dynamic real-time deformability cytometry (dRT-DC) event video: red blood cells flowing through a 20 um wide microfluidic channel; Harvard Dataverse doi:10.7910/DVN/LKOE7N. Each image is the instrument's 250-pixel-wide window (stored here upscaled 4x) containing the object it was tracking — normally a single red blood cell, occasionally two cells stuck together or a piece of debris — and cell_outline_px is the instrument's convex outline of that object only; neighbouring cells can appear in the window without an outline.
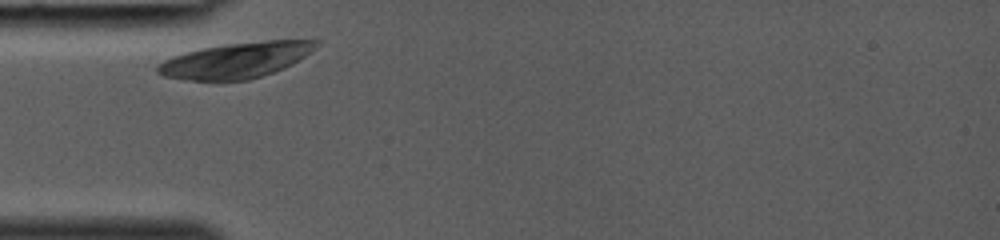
{"species": "common noctule bat (a hibernating species)", "species_latin": "Nyctalus noctula", "temperature_condition": "room temperature", "stored_images_in_passage": 22, "camera_frame_rate_fps": 3000, "um_per_image_px": 0.085, "animal": {"sex": "female", "body_mass_g": 19.0, "forearm_length_mm": 53.3}, "frame": {"image": 1, "passage_image": 1, "time_ms": 0.0, "image_size_px": [1000, 240], "cell_outline_px": [[320, 44], [316, 48], [292, 64], [284, 68], [248, 80], [192, 80], [164, 76], [156, 72], [156, 64], [172, 56], [204, 48], [228, 44], [268, 40], [320, 40]], "centroid_in_image_um": [20.07, 5.12], "position_along_channel_um": 64.9, "area_um2": 32.43}}
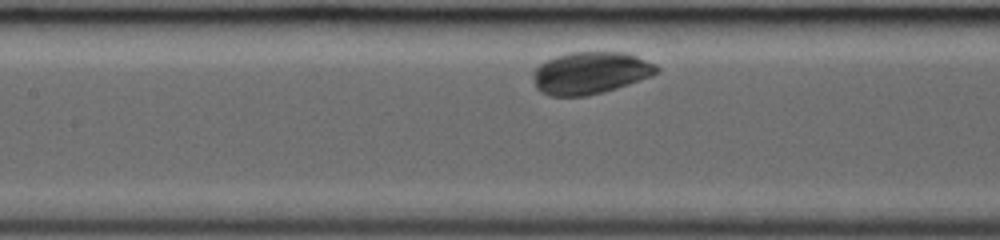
{"frame": {"image": 2, "passage_image": 7, "time_ms": 2.0, "image_size_px": [1000, 240], "cell_outline_px": [[660, 72], [652, 76], [604, 92], [588, 96], [552, 96], [540, 92], [536, 88], [532, 76], [532, 72], [540, 64], [556, 56], [572, 52], [628, 52], [656, 64], [660, 68]], "centroid_in_image_um": [50.2, 6.2], "position_along_channel_um": 157.2, "area_um2": 30.58}}
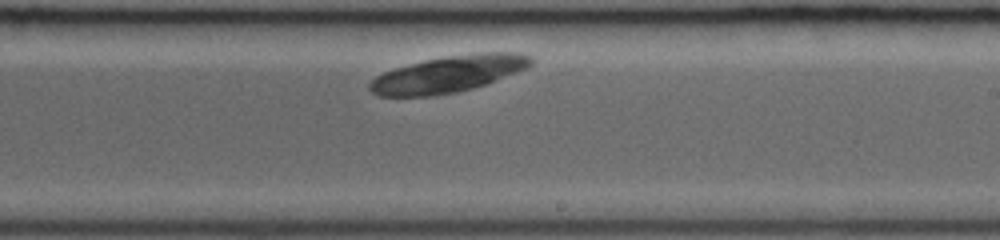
{"frame": {"image": 3, "passage_image": 13, "time_ms": 4.0, "image_size_px": [1000, 240], "cell_outline_px": [[532, 64], [528, 68], [484, 84], [472, 88], [456, 92], [432, 96], [380, 96], [372, 92], [368, 88], [368, 84], [376, 76], [384, 72], [396, 68], [424, 60], [444, 56], [480, 52], [520, 52], [532, 56]], "centroid_in_image_um": [38.13, 6.28], "position_along_channel_um": 250.9, "area_um2": 34.28}}